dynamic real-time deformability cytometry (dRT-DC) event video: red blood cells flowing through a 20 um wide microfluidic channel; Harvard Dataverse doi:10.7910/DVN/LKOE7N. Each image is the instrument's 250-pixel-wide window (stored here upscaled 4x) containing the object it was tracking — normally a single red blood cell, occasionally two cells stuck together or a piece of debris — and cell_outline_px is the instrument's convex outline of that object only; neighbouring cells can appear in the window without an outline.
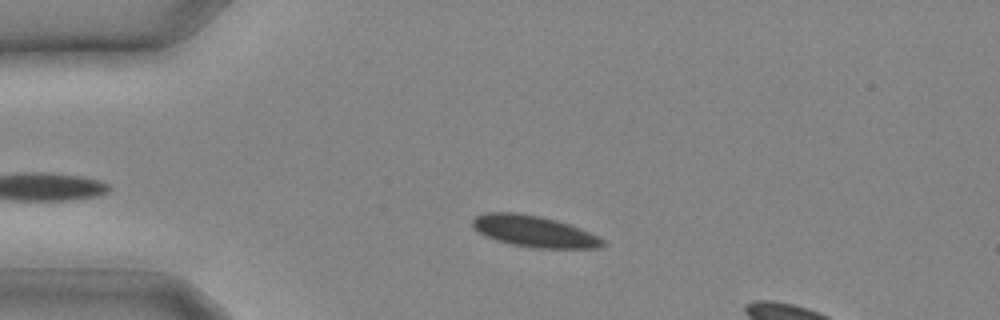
{"species": "common noctule bat (a hibernating species)", "species_latin": "Nyctalus noctula", "temperature_condition": "cold", "stored_images_in_passage": 11, "camera_frame_rate_fps": 3000, "um_per_image_px": 0.085, "animal": {"sex": "male", "body_mass_g": 20.4}, "frame": {"image": 1, "passage_image": 4, "time_ms": 1.0, "image_size_px": [1000, 320], "cell_outline_px": [[608, 244], [600, 248], [536, 248], [512, 244], [496, 240], [480, 232], [472, 224], [472, 220], [476, 216], [484, 212], [516, 212], [540, 216], [556, 220], [580, 228], [604, 240]], "centroid_in_image_um": [45.42, 19.66], "position_along_channel_um": 39.6, "area_um2": 23.58}}
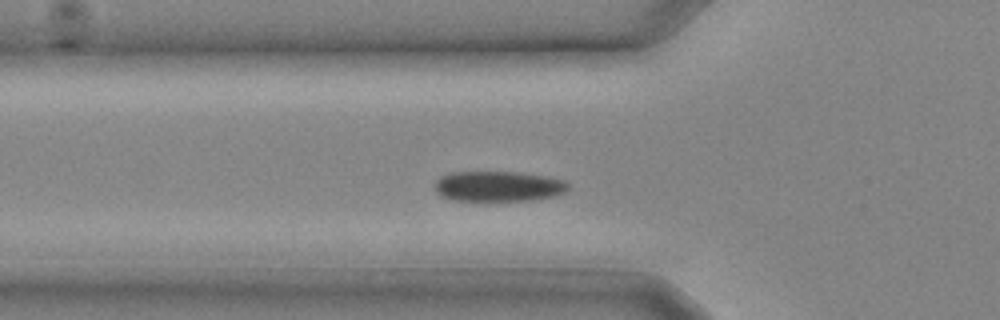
{"frame": {"image": 2, "passage_image": 7, "time_ms": 2.0, "image_size_px": [1000, 320], "cell_outline_px": [[568, 188], [564, 192], [552, 196], [532, 200], [452, 200], [440, 196], [436, 192], [436, 180], [440, 176], [452, 172], [516, 172], [548, 176], [564, 180], [568, 184]], "centroid_in_image_um": [42.34, 15.82], "position_along_channel_um": 83.5, "area_um2": 23.47}}
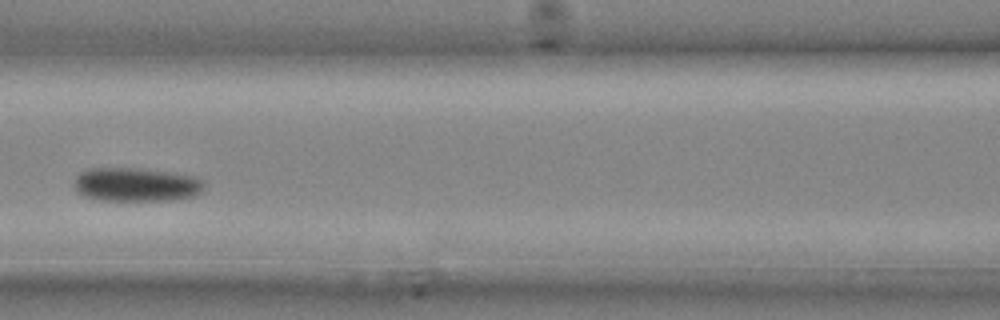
{"frame": {"image": 3, "passage_image": 10, "time_ms": 3.0, "image_size_px": [1000, 320], "cell_outline_px": [[204, 188], [200, 192], [192, 196], [172, 200], [96, 200], [84, 196], [76, 192], [76, 176], [80, 172], [88, 168], [140, 168], [172, 172], [200, 176], [204, 180]], "centroid_in_image_um": [11.61, 15.67], "position_along_channel_um": 155.0, "area_um2": 25.89}}